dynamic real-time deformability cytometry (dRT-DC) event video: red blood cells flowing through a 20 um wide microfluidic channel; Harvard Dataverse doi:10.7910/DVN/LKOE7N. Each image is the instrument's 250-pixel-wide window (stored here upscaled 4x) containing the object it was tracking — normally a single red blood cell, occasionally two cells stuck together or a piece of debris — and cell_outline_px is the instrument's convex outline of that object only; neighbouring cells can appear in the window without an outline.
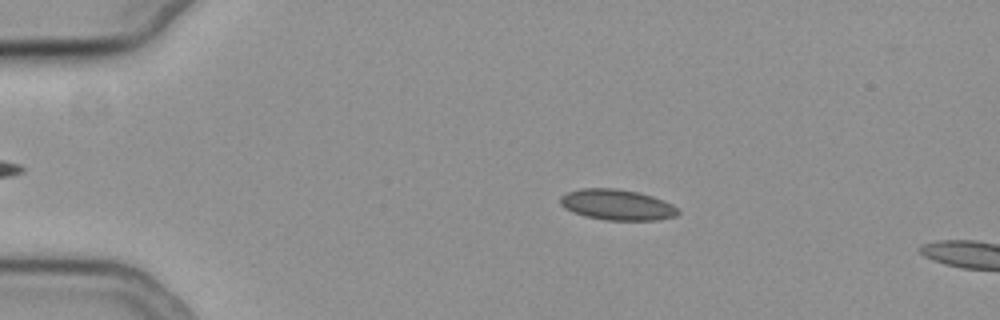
{"species": "common noctule bat (a hibernating species)", "species_latin": "Nyctalus noctula", "temperature_condition": "cold", "stored_images_in_passage": 15, "camera_frame_rate_fps": 3000, "um_per_image_px": 0.085, "animal": {"sex": "female", "body_mass_g": 19.3, "forearm_length_mm": 54.1}, "frame": {"image": 1, "passage_image": 11, "time_ms": 3.333, "image_size_px": [1000, 320], "cell_outline_px": [[680, 212], [676, 216], [656, 220], [604, 220], [584, 216], [564, 208], [560, 204], [560, 196], [568, 192], [580, 188], [616, 188], [636, 192], [652, 196], [664, 200], [672, 204]], "centroid_in_image_um": [52.43, 17.4], "position_along_channel_um": 32.6, "area_um2": 21.1}}